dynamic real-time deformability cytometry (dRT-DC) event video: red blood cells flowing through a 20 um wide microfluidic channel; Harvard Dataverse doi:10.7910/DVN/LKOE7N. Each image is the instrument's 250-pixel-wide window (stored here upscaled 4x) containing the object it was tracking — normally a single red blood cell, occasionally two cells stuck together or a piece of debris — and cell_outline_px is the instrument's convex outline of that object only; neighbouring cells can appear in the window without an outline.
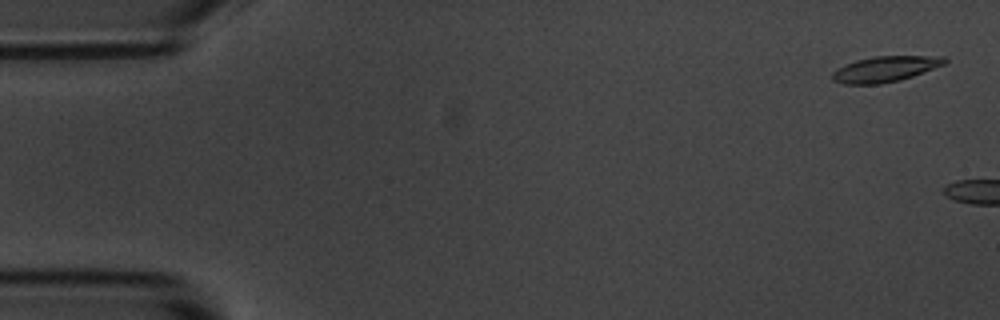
{"species": "common noctule bat (a hibernating species)", "species_latin": "Nyctalus noctula", "temperature_condition": "room temperature", "stored_images_in_passage": 5, "camera_frame_rate_fps": 3000, "um_per_image_px": 0.085, "animal": {"sex": "male", "body_mass_g": 20.1, "forearm_length_mm": 53.5}, "frame": {"image": 1, "passage_image": 2, "time_ms": 0.333, "image_size_px": [1000, 320], "cell_outline_px": [[948, 60], [944, 64], [912, 76], [900, 80], [880, 84], [844, 84], [832, 80], [832, 72], [836, 68], [844, 64], [856, 60], [872, 56], [944, 56]], "centroid_in_image_um": [75.19, 5.86], "position_along_channel_um": 9.8, "area_um2": 16.82}}